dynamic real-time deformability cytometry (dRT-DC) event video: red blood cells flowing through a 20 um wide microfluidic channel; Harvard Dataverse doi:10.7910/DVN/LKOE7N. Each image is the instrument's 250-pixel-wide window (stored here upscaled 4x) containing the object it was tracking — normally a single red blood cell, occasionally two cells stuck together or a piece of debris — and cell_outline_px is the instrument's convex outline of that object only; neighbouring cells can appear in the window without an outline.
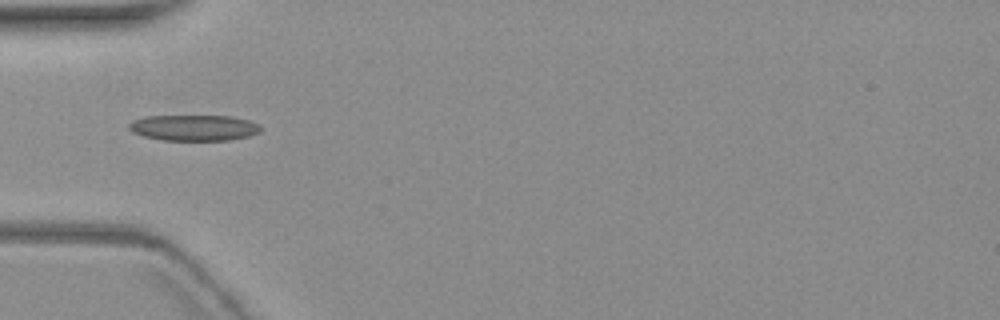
{"species": "common noctule bat (a hibernating species)", "species_latin": "Nyctalus noctula", "temperature_condition": "warm", "stored_images_in_passage": 2, "camera_frame_rate_fps": 3000, "um_per_image_px": 0.085, "animal": {"sex": "female", "body_mass_g": 19.3, "forearm_length_mm": 54.1}, "frame": {"image": 1, "passage_image": 1, "time_ms": 0.0, "image_size_px": [1000, 320], "cell_outline_px": [[260, 132], [248, 136], [228, 140], [164, 140], [144, 136], [132, 132], [128, 128], [128, 124], [132, 120], [144, 116], [232, 116], [248, 120], [260, 124]], "centroid_in_image_um": [16.46, 10.85], "position_along_channel_um": 68.5, "area_um2": 19.88}}
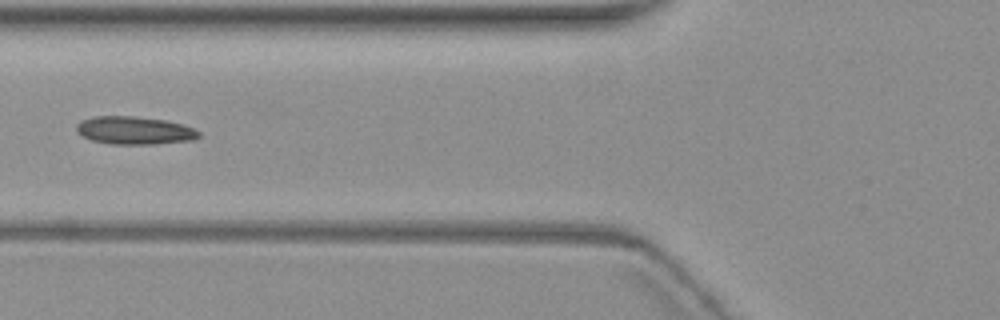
{"frame": {"image": 2, "passage_image": 2, "time_ms": 1.333, "image_size_px": [1000, 320], "cell_outline_px": [[200, 136], [192, 140], [156, 144], [112, 144], [92, 140], [80, 136], [76, 132], [76, 124], [80, 120], [96, 116], [132, 116], [164, 120], [184, 124], [200, 132]], "centroid_in_image_um": [11.4, 11.09], "position_along_channel_um": 114.4, "area_um2": 20.0}}